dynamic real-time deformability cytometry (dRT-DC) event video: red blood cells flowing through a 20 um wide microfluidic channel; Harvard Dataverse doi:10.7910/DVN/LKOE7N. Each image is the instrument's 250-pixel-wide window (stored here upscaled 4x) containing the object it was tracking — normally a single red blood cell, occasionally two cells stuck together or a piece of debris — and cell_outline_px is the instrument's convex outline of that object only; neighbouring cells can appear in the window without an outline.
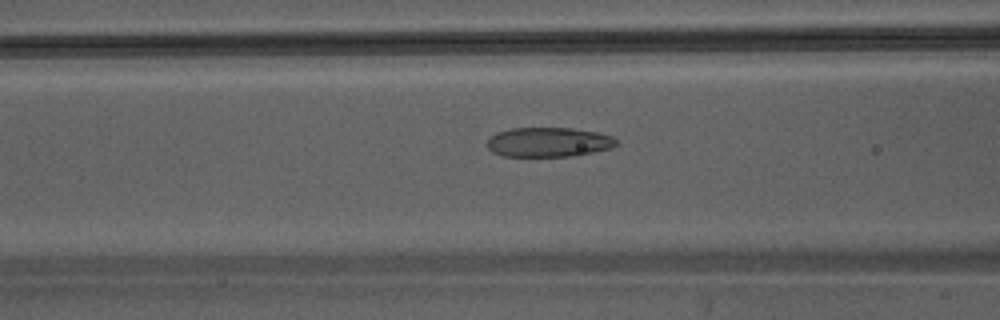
{"species": "Egyptian fruit bat (a non-hibernating species)", "species_latin": "Rousettus aegyptiacus", "temperature_condition": "warm", "stored_images_in_passage": 41, "camera_frame_rate_fps": 3000, "um_per_image_px": 0.085, "animal": {"sex": "male"}, "frame": {"image": 1, "passage_image": 15, "time_ms": 4.667, "image_size_px": [1000, 320], "cell_outline_px": [[616, 144], [612, 148], [572, 156], [504, 156], [492, 152], [488, 148], [488, 140], [496, 132], [512, 128], [572, 128], [596, 132], [612, 136], [616, 140]], "centroid_in_image_um": [46.62, 12.08], "position_along_channel_um": 120.0, "area_um2": 22.08}}
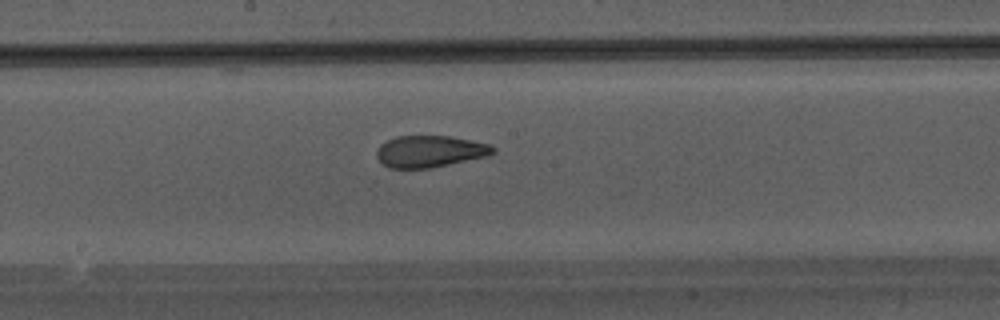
{"frame": {"image": 2, "passage_image": 21, "time_ms": 6.667, "image_size_px": [1000, 320], "cell_outline_px": [[496, 152], [488, 156], [432, 168], [388, 168], [376, 156], [376, 152], [380, 144], [396, 136], [452, 136], [488, 144], [496, 148]], "centroid_in_image_um": [36.56, 12.87], "position_along_channel_um": 211.6, "area_um2": 21.56}}
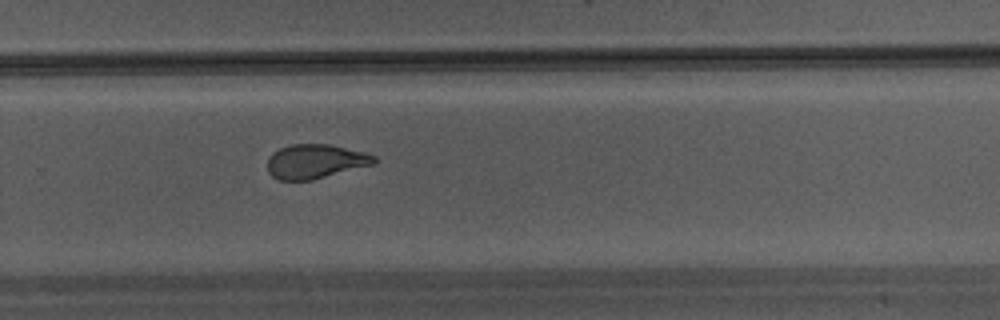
{"frame": {"image": 3, "passage_image": 27, "time_ms": 8.667, "image_size_px": [1000, 320], "cell_outline_px": [[376, 160], [372, 164], [312, 180], [280, 180], [272, 176], [268, 172], [268, 156], [272, 152], [280, 148], [292, 144], [328, 144], [376, 156]], "centroid_in_image_um": [26.73, 13.72], "position_along_channel_um": 303.1, "area_um2": 20.92}}